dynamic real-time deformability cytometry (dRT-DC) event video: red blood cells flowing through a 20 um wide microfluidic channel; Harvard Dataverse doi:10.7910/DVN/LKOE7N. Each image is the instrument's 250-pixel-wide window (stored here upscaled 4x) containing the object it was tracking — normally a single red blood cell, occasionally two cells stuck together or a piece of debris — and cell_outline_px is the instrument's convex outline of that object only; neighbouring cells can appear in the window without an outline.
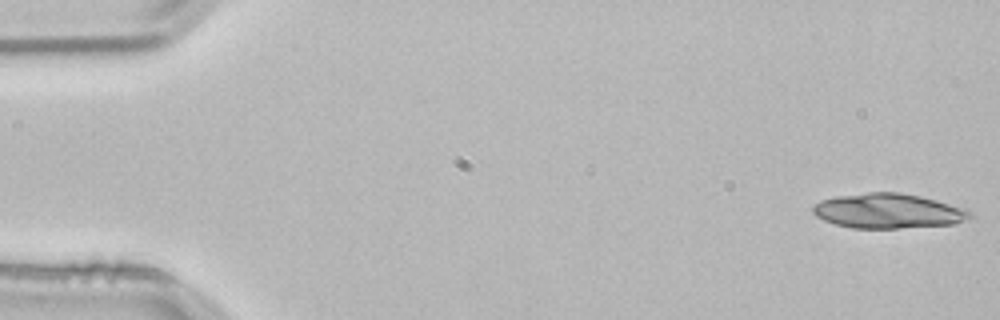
{"species": "common noctule bat (a hibernating species)", "species_latin": "Nyctalus noctula", "temperature_condition": "room temperature", "stored_images_in_passage": 20, "camera_frame_rate_fps": 3000, "um_per_image_px": 0.085, "animal": {"sex": "male", "body_mass_g": 21.5, "forearm_length_mm": 52.0}, "frame": {"image": 1, "passage_image": 1, "time_ms": 0.0, "image_size_px": [1000, 320], "cell_outline_px": [[972, 216], [956, 224], [896, 228], [852, 228], [836, 224], [824, 220], [816, 216], [812, 212], [812, 208], [820, 200], [836, 196], [868, 192], [900, 192], [920, 196], [936, 200], [964, 208], [972, 212]], "centroid_in_image_um": [75.49, 17.93], "position_along_channel_um": 9.5, "area_um2": 31.79}}